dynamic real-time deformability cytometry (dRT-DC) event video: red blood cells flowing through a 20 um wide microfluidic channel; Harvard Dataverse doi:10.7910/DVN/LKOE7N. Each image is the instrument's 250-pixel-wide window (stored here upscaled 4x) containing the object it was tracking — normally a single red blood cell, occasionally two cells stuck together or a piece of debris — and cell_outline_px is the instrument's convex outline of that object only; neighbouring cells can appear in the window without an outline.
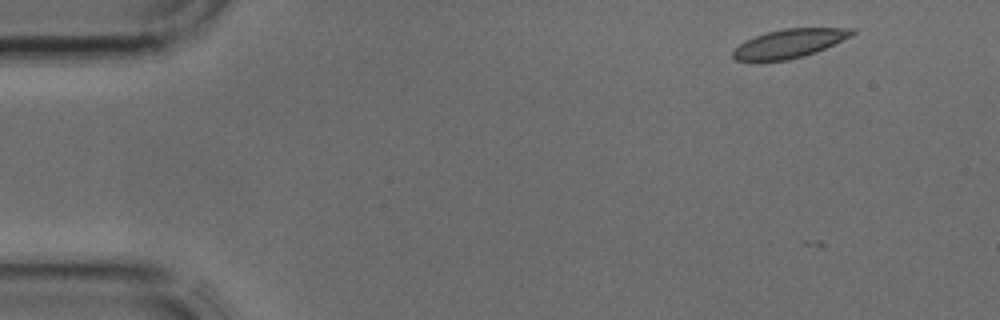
{"species": "common noctule bat (a hibernating species)", "species_latin": "Nyctalus noctula", "temperature_condition": "cold", "stored_images_in_passage": 4, "camera_frame_rate_fps": 3000, "um_per_image_px": 0.085, "animal": {"sex": "male", "body_mass_g": 17.9, "forearm_length_mm": 54.2}, "frame": {"image": 1, "passage_image": 1, "time_ms": 0.0, "image_size_px": [1000, 320], "cell_outline_px": [[856, 32], [852, 36], [816, 52], [804, 56], [788, 60], [756, 64], [736, 60], [732, 56], [732, 52], [744, 40], [768, 32], [784, 28], [856, 28]], "centroid_in_image_um": [67.05, 3.74], "position_along_channel_um": 18.0, "area_um2": 20.52}}
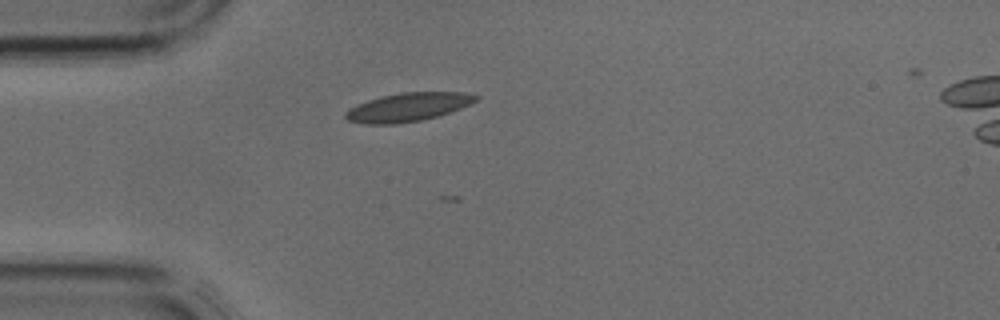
{"frame": {"image": 2, "passage_image": 3, "time_ms": 0.667, "image_size_px": [1000, 320], "cell_outline_px": [[480, 96], [476, 100], [460, 108], [436, 116], [420, 120], [396, 124], [364, 124], [348, 120], [344, 116], [344, 112], [348, 108], [368, 100], [380, 96], [400, 92], [464, 92]], "centroid_in_image_um": [34.62, 9.1], "position_along_channel_um": 50.4, "area_um2": 21.56}}